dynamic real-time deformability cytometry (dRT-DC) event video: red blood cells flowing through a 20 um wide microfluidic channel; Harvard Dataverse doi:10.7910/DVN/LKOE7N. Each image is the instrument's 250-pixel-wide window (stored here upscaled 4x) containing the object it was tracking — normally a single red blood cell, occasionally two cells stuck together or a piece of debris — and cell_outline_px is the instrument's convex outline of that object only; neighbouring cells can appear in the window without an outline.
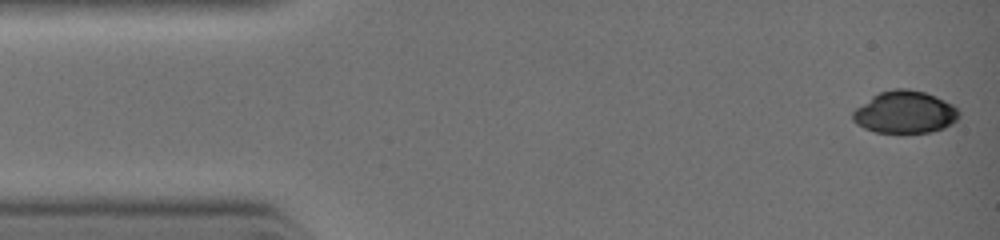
{"species": "common noctule bat (a hibernating species)", "species_latin": "Nyctalus noctula", "temperature_condition": "warm", "stored_images_in_passage": 10, "camera_frame_rate_fps": 3000, "um_per_image_px": 0.085, "animal": {"sex": "female", "body_mass_g": 19.0, "forearm_length_mm": 51.5}, "frame": {"image": 1, "passage_image": 1, "time_ms": 0.0, "image_size_px": [1000, 240], "cell_outline_px": [[960, 116], [952, 124], [944, 128], [932, 132], [904, 136], [900, 136], [876, 132], [864, 128], [856, 124], [852, 120], [852, 112], [856, 108], [872, 96], [880, 92], [892, 88], [908, 88], [924, 92], [936, 96], [952, 104], [960, 112]], "centroid_in_image_um": [76.91, 9.59], "position_along_channel_um": 8.1, "area_um2": 27.11}}
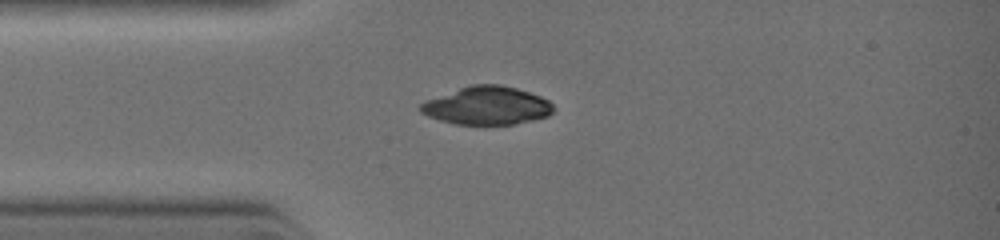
{"frame": {"image": 2, "passage_image": 6, "time_ms": 2.333, "image_size_px": [1000, 240], "cell_outline_px": [[556, 108], [548, 116], [532, 120], [512, 124], [456, 124], [440, 120], [428, 116], [420, 112], [420, 104], [424, 100], [472, 84], [500, 84], [516, 88], [540, 96], [548, 100]], "centroid_in_image_um": [41.39, 8.97], "position_along_channel_um": 43.6, "area_um2": 29.42}}
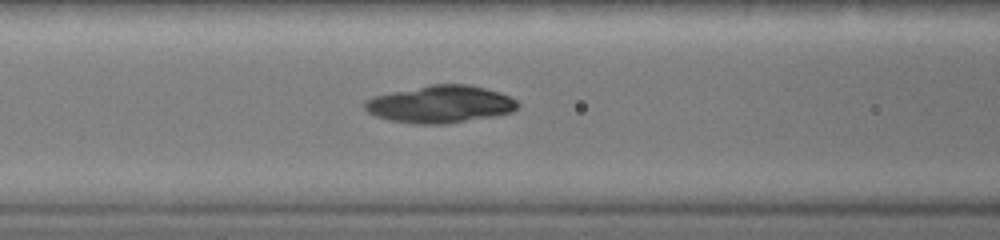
{"frame": {"image": 3, "passage_image": 10, "time_ms": 4.0, "image_size_px": [1000, 240], "cell_outline_px": [[520, 104], [512, 112], [496, 116], [444, 124], [412, 124], [388, 120], [376, 116], [368, 112], [364, 108], [364, 104], [372, 96], [432, 84], [468, 84], [500, 92], [516, 100]], "centroid_in_image_um": [37.43, 8.87], "position_along_channel_um": 129.2, "area_um2": 33.29}}